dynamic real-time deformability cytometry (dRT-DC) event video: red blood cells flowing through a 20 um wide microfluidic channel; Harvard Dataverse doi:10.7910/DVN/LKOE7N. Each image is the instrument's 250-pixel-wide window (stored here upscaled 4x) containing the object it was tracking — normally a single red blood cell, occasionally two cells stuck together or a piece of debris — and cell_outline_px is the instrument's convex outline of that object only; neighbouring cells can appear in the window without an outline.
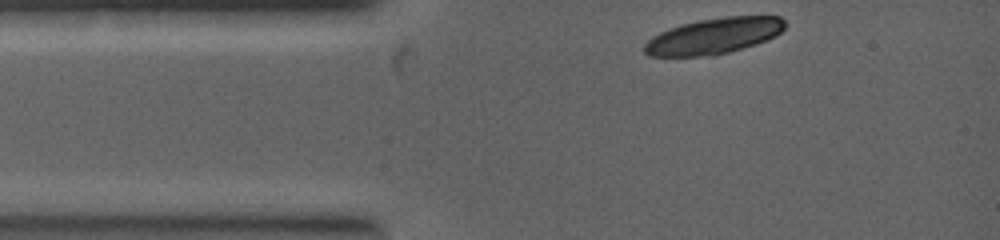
{"species": "common noctule bat (a hibernating species)", "species_latin": "Nyctalus noctula", "temperature_condition": "warm", "stored_images_in_passage": 2, "camera_frame_rate_fps": 5000, "um_per_image_px": 0.085, "animal": {"sex": "female", "body_mass_g": 19.0, "forearm_length_mm": 53.3}, "frame": {"image": 1, "passage_image": 1, "time_ms": 0.0, "image_size_px": [1000, 240], "cell_outline_px": [[784, 28], [776, 36], [756, 44], [728, 52], [712, 56], [648, 56], [644, 52], [644, 44], [652, 36], [660, 32], [684, 24], [700, 20], [728, 16], [780, 16], [784, 20]], "centroid_in_image_um": [60.68, 3.07], "position_along_channel_um": 24.3, "area_um2": 29.19}}